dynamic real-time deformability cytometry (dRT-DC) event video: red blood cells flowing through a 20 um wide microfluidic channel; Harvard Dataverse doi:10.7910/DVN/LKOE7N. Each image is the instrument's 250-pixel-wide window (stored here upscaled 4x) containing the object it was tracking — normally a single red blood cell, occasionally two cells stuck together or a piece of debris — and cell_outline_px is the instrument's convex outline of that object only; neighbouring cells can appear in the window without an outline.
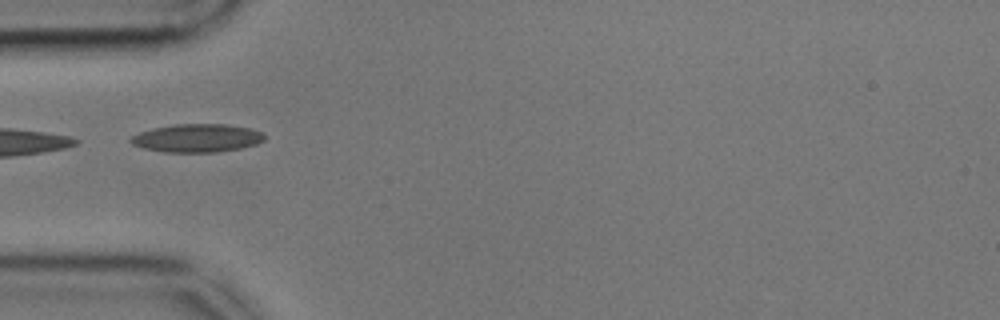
{"species": "common noctule bat (a hibernating species)", "species_latin": "Nyctalus noctula", "temperature_condition": "cold", "stored_images_in_passage": 24, "camera_frame_rate_fps": 3000, "um_per_image_px": 0.085, "animal": {"sex": "male", "body_mass_g": 17.9, "forearm_length_mm": 54.2}, "frame": {"image": 1, "passage_image": 1, "time_ms": 0.0, "image_size_px": [1000, 320], "cell_outline_px": [[264, 140], [256, 144], [240, 148], [216, 152], [164, 152], [144, 148], [132, 144], [128, 140], [132, 136], [140, 132], [152, 128], [176, 124], [224, 124], [252, 128], [264, 132]], "centroid_in_image_um": [16.76, 11.73], "position_along_channel_um": 68.2, "area_um2": 22.02}}
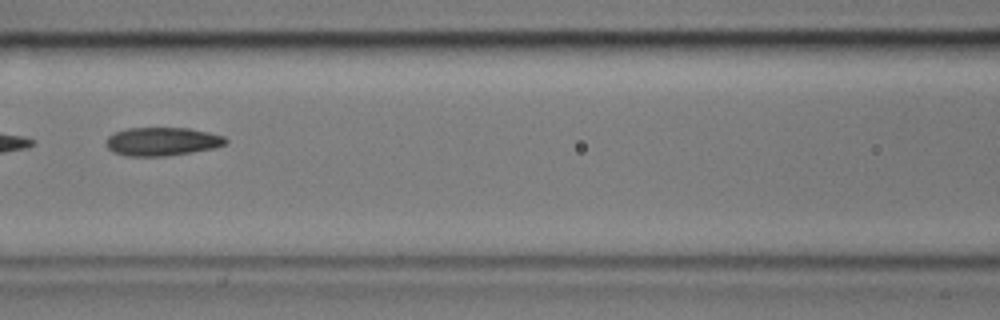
{"frame": {"image": 2, "passage_image": 8, "time_ms": 2.333, "image_size_px": [1000, 320], "cell_outline_px": [[228, 140], [224, 144], [212, 148], [192, 152], [164, 156], [128, 156], [112, 152], [104, 144], [108, 136], [116, 132], [128, 128], [188, 128], [208, 132], [224, 136]], "centroid_in_image_um": [13.74, 12.03], "position_along_channel_um": 152.9, "area_um2": 19.71}}